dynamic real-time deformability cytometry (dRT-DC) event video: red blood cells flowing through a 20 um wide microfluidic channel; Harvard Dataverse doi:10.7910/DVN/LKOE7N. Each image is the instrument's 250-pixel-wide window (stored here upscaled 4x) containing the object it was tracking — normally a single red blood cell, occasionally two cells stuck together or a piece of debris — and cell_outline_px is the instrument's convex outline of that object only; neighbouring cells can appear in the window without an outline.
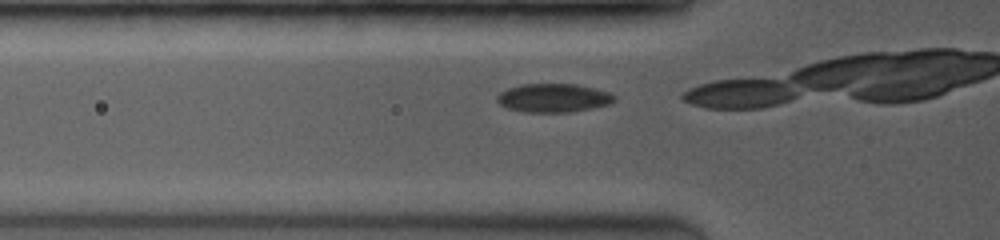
{"species": "common noctule bat (a hibernating species)", "species_latin": "Nyctalus noctula", "temperature_condition": "room temperature", "stored_images_in_passage": 3, "camera_frame_rate_fps": 3500, "um_per_image_px": 0.085, "animal": {"sex": "female", "body_mass_g": 19.0, "forearm_length_mm": 53.3}, "frame": {"image": 1, "passage_image": 2, "time_ms": 0.286, "image_size_px": [1000, 240], "cell_outline_px": [[616, 100], [608, 104], [592, 108], [572, 112], [524, 112], [508, 108], [500, 104], [496, 100], [496, 96], [500, 92], [508, 88], [520, 84], [576, 84], [608, 92], [616, 96]], "centroid_in_image_um": [47.02, 8.32], "position_along_channel_um": 78.8, "area_um2": 19.54}}